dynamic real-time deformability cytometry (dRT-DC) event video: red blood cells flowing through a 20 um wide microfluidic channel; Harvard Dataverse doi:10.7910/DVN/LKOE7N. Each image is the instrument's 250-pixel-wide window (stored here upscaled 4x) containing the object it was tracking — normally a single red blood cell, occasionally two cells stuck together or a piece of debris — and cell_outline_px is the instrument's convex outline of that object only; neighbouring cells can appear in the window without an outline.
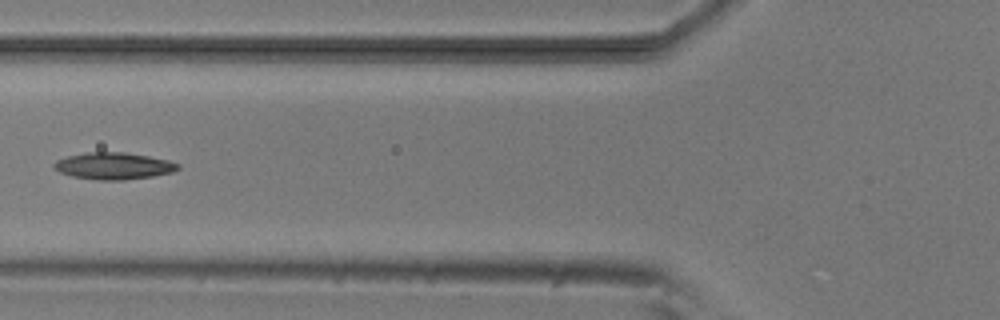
{"species": "common noctule bat (a hibernating species)", "species_latin": "Nyctalus noctula", "temperature_condition": "room temperature", "stored_images_in_passage": 5, "camera_frame_rate_fps": 3000, "um_per_image_px": 0.085, "animal": {"sex": "male", "body_mass_g": 20.5, "forearm_length_mm": 52.5}, "frame": {"image": 1, "passage_image": 5, "time_ms": 4.333, "image_size_px": [1000, 320], "cell_outline_px": [[180, 168], [172, 172], [152, 176], [124, 180], [100, 180], [72, 176], [60, 172], [52, 164], [56, 160], [68, 156], [88, 152], [124, 152], [148, 156], [168, 160], [180, 164]], "centroid_in_image_um": [9.67, 14.1], "position_along_channel_um": 116.1, "area_um2": 19.25}}